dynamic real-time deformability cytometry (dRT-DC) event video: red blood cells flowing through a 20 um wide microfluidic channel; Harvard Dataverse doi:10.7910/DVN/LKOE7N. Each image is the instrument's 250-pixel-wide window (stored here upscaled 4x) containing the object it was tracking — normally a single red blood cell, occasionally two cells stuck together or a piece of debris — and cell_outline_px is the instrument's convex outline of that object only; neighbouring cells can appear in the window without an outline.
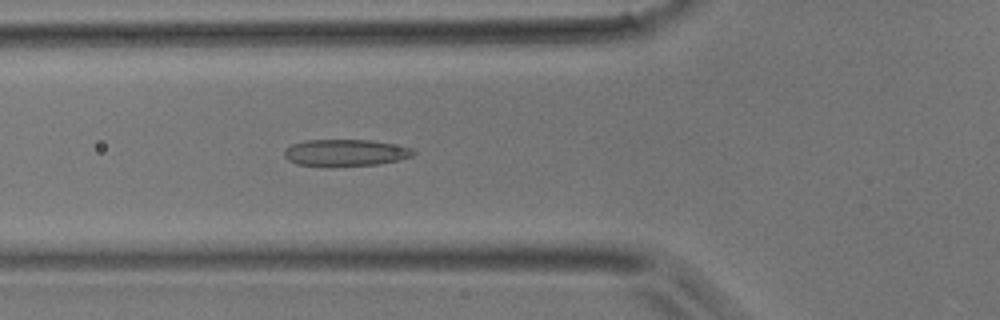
{"species": "common noctule bat (a hibernating species)", "species_latin": "Nyctalus noctula", "temperature_condition": "room temperature", "stored_images_in_passage": 46, "camera_frame_rate_fps": 3000, "um_per_image_px": 0.085, "animal": {"sex": "male", "body_mass_g": 17.9}, "frame": {"image": 1, "passage_image": 16, "time_ms": 5.0, "image_size_px": [1000, 320], "cell_outline_px": [[416, 152], [412, 156], [380, 164], [328, 168], [324, 168], [296, 164], [288, 160], [284, 156], [284, 148], [292, 144], [308, 140], [372, 140], [412, 148]], "centroid_in_image_um": [29.3, 13.01], "position_along_channel_um": 96.5, "area_um2": 20.63}}
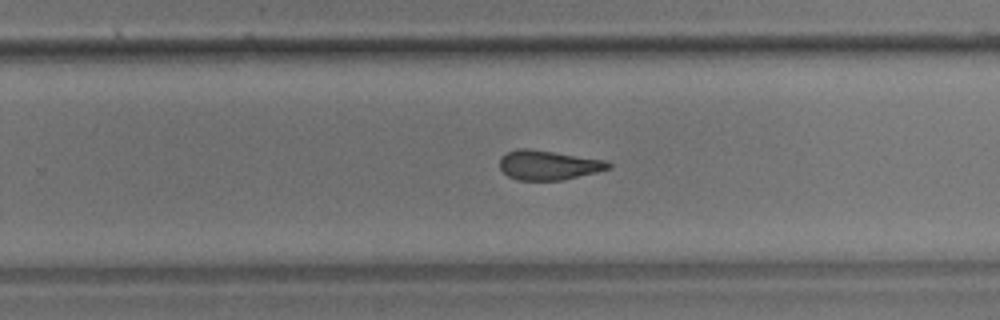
{"frame": {"image": 2, "passage_image": 29, "time_ms": 9.333, "image_size_px": [1000, 320], "cell_outline_px": [[612, 168], [596, 172], [560, 180], [516, 180], [508, 176], [500, 168], [500, 156], [516, 148], [528, 148], [604, 160], [612, 164]], "centroid_in_image_um": [46.58, 14.03], "position_along_channel_um": 283.2, "area_um2": 18.55}}
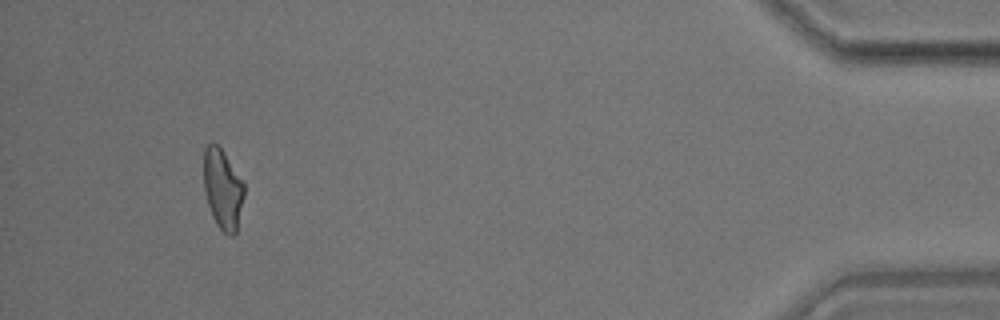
{"frame": {"image": 3, "passage_image": 43, "time_ms": 14.0, "image_size_px": [1000, 320], "cell_outline_px": [[244, 196], [236, 232], [232, 236], [228, 236], [216, 224], [212, 216], [208, 204], [204, 188], [204, 148], [208, 144], [216, 144], [220, 148], [244, 184]], "centroid_in_image_um": [18.92, 16.11], "position_along_channel_um": 416.3, "area_um2": 18.44}}